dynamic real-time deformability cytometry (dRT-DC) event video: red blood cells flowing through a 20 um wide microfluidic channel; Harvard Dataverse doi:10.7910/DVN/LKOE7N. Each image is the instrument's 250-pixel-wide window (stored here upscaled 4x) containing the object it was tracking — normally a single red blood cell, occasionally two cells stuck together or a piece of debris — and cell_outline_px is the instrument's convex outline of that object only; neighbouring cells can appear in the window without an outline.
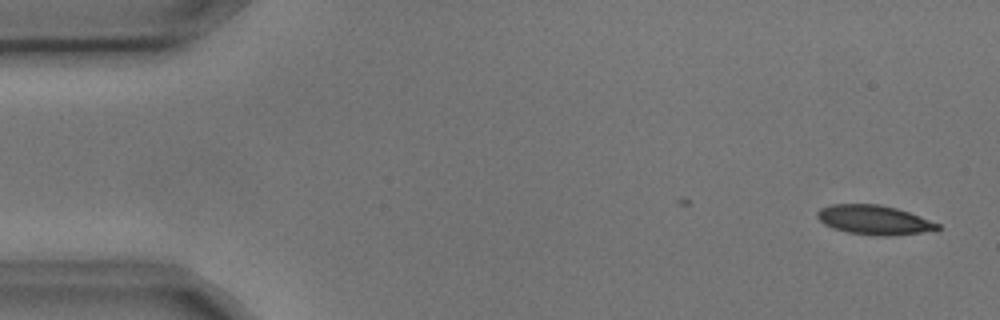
{"species": "common noctule bat (a hibernating species)", "species_latin": "Nyctalus noctula", "temperature_condition": "cold", "stored_images_in_passage": 4, "camera_frame_rate_fps": 3000, "um_per_image_px": 0.085, "animal": {"sex": "male", "body_mass_g": 17.9, "forearm_length_mm": 54.2}, "frame": {"image": 1, "passage_image": 1, "time_ms": 0.0, "image_size_px": [1000, 320], "cell_outline_px": [[940, 228], [920, 232], [892, 236], [880, 236], [848, 232], [832, 228], [824, 224], [816, 216], [816, 212], [820, 208], [832, 204], [880, 204], [896, 208], [908, 212], [940, 224]], "centroid_in_image_um": [74.24, 18.68], "position_along_channel_um": 10.8, "area_um2": 20.4}}